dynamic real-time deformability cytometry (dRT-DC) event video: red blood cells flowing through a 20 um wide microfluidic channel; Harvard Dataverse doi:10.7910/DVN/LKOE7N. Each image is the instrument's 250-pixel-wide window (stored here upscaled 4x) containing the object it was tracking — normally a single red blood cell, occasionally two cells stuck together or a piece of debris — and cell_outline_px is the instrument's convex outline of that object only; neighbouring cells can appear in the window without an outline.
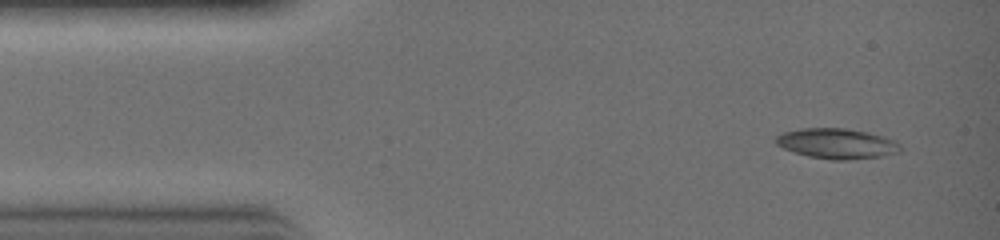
{"species": "common noctule bat (a hibernating species)", "species_latin": "Nyctalus noctula", "temperature_condition": "warm", "stored_images_in_passage": 18, "camera_frame_rate_fps": 3000, "um_per_image_px": 0.085, "animal": {"sex": "female", "body_mass_g": 19.0, "forearm_length_mm": 51.5}, "frame": {"image": 1, "passage_image": 1, "time_ms": 0.0, "image_size_px": [1000, 240], "cell_outline_px": [[904, 148], [900, 152], [880, 156], [844, 160], [832, 160], [808, 156], [784, 148], [776, 144], [772, 140], [776, 136], [784, 132], [800, 128], [844, 128], [868, 132], [884, 136], [896, 140]], "centroid_in_image_um": [71.16, 12.19], "position_along_channel_um": 13.8, "area_um2": 22.08}}
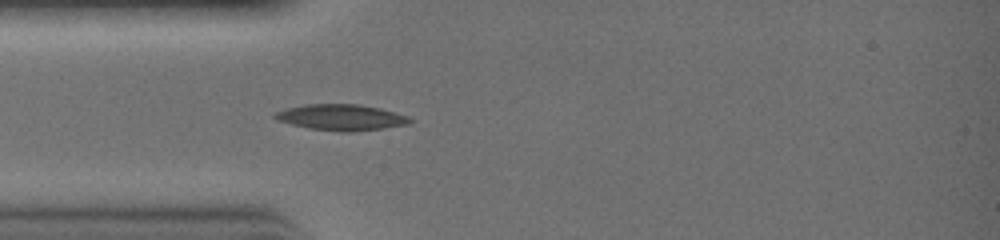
{"frame": {"image": 2, "passage_image": 6, "time_ms": 1.667, "image_size_px": [1000, 240], "cell_outline_px": [[412, 120], [408, 124], [384, 128], [352, 132], [340, 132], [308, 128], [276, 120], [272, 116], [276, 112], [288, 108], [308, 104], [356, 104], [380, 108], [408, 116]], "centroid_in_image_um": [29.0, 9.98], "position_along_channel_um": 56.0, "area_um2": 20.35}}
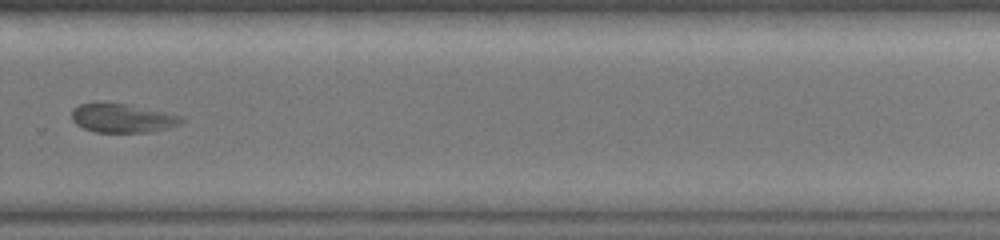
{"frame": {"image": 3, "passage_image": 17, "time_ms": 5.333, "image_size_px": [1000, 240], "cell_outline_px": [[188, 120], [176, 124], [148, 132], [96, 132], [84, 128], [76, 124], [72, 120], [72, 108], [80, 104], [96, 100], [128, 104], [184, 116]], "centroid_in_image_um": [10.34, 10.0], "position_along_channel_um": 319.5, "area_um2": 18.73}}